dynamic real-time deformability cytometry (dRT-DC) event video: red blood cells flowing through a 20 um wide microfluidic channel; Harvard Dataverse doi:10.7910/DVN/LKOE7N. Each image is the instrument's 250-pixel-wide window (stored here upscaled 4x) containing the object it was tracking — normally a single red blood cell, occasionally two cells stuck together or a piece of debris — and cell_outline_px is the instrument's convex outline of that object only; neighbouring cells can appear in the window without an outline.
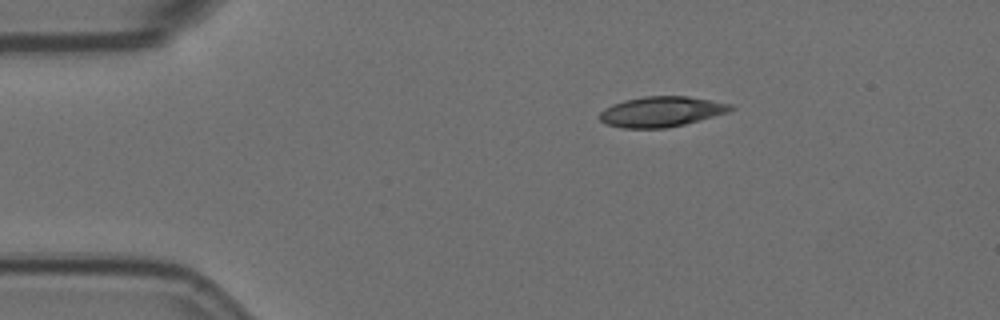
{"species": "Egyptian fruit bat (a non-hibernating species)", "species_latin": "Rousettus aegyptiacus", "temperature_condition": "room temperature", "stored_images_in_passage": 8, "camera_frame_rate_fps": 3000, "um_per_image_px": 0.085, "animal": {"sex": "female"}, "frame": {"image": 1, "passage_image": 1, "time_ms": 0.0, "image_size_px": [1000, 320], "cell_outline_px": [[736, 108], [728, 112], [700, 120], [668, 128], [624, 128], [604, 124], [600, 120], [600, 112], [604, 108], [612, 104], [624, 100], [644, 96], [688, 96], [732, 104]], "centroid_in_image_um": [56.21, 9.49], "position_along_channel_um": 28.8, "area_um2": 23.24}}
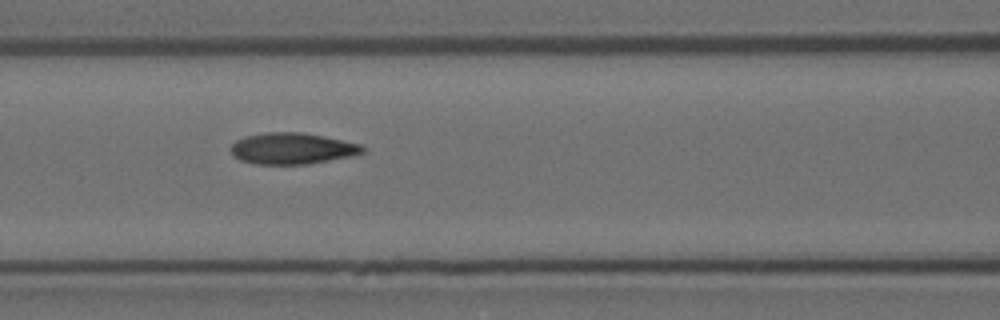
{"frame": {"image": 2, "passage_image": 5, "time_ms": 1.333, "image_size_px": [1000, 320], "cell_outline_px": [[368, 148], [364, 152], [356, 156], [308, 164], [256, 164], [240, 160], [228, 148], [236, 140], [244, 136], [264, 132], [304, 132], [364, 144]], "centroid_in_image_um": [24.91, 12.61], "position_along_channel_um": 141.7, "area_um2": 24.57}}
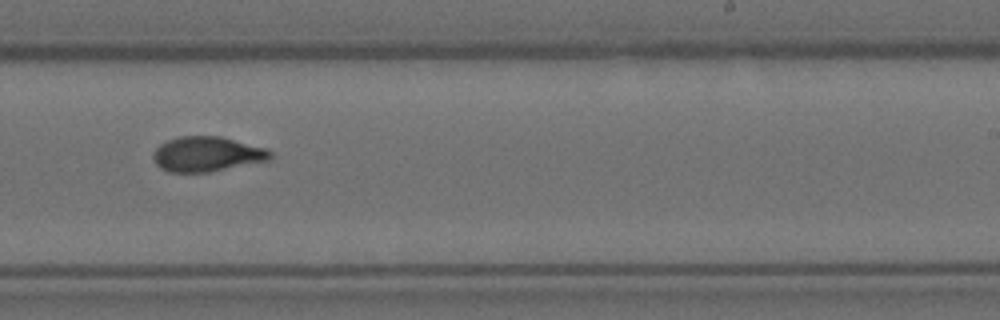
{"frame": {"image": 3, "passage_image": 8, "time_ms": 2.333, "image_size_px": [1000, 320], "cell_outline_px": [[272, 160], [208, 172], [168, 172], [160, 168], [156, 164], [152, 156], [152, 152], [160, 144], [168, 140], [180, 136], [220, 136], [268, 148], [272, 152]], "centroid_in_image_um": [17.61, 13.1], "position_along_channel_um": 271.4, "area_um2": 24.1}}